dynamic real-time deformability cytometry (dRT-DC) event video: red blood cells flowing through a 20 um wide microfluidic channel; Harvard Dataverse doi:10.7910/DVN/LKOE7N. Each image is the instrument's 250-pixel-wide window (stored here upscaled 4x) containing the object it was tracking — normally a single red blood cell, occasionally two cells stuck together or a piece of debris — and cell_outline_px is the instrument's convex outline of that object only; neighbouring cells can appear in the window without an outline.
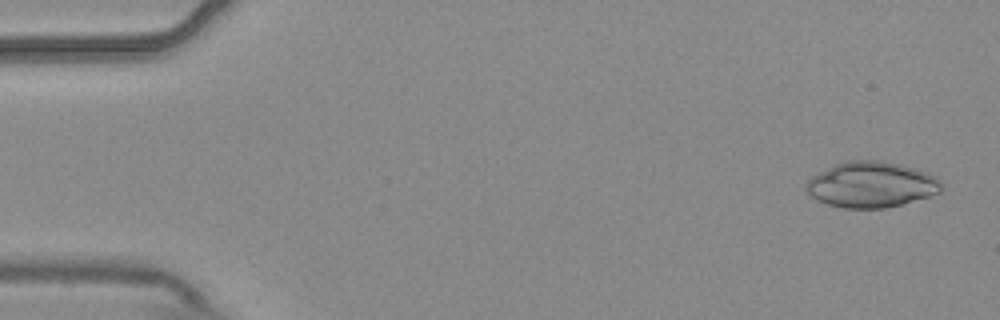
{"species": "common noctule bat (a hibernating species)", "species_latin": "Nyctalus noctula", "temperature_condition": "warm", "stored_images_in_passage": 6, "camera_frame_rate_fps": 3000, "um_per_image_px": 0.085, "animal": {"sex": "male", "body_mass_g": 20.4}, "frame": {"image": 1, "passage_image": 1, "time_ms": 0.0, "image_size_px": [1000, 320], "cell_outline_px": [[944, 188], [940, 192], [928, 196], [900, 204], [884, 208], [844, 208], [828, 204], [816, 200], [804, 188], [808, 180], [812, 176], [844, 160], [880, 160], [900, 164], [928, 172], [936, 176], [944, 184]], "centroid_in_image_um": [74.08, 15.68], "position_along_channel_um": 10.9, "area_um2": 36.07}}